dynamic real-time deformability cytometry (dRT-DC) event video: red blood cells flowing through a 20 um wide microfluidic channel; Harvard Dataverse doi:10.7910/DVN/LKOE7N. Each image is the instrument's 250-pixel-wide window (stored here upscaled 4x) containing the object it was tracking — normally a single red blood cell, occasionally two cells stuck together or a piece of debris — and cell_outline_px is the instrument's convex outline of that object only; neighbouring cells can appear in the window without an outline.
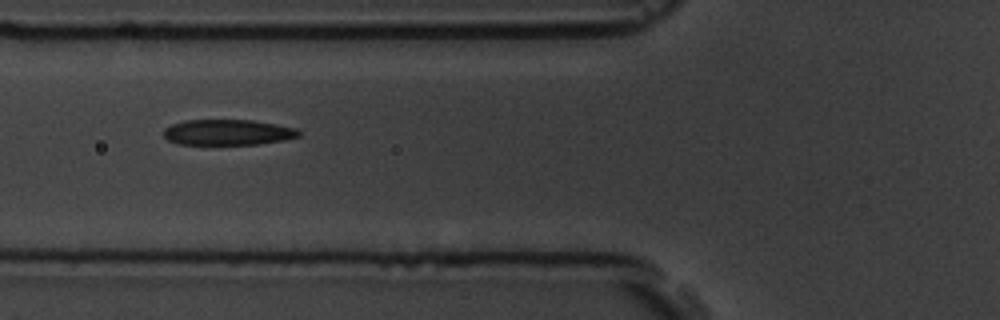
{"species": "common noctule bat (a hibernating species)", "species_latin": "Nyctalus noctula", "temperature_condition": "room temperature", "stored_images_in_passage": 13, "camera_frame_rate_fps": 3000, "um_per_image_px": 0.085, "animal": {"sex": "male", "body_mass_g": 19.5, "forearm_length_mm": 54.6}, "frame": {"image": 1, "passage_image": 6, "time_ms": 5.667, "image_size_px": [1000, 320], "cell_outline_px": [[300, 136], [284, 140], [256, 144], [176, 144], [168, 140], [164, 136], [164, 128], [172, 124], [184, 120], [252, 120], [276, 124], [296, 128], [300, 132]], "centroid_in_image_um": [19.35, 11.24], "position_along_channel_um": 106.5, "area_um2": 20.17}}
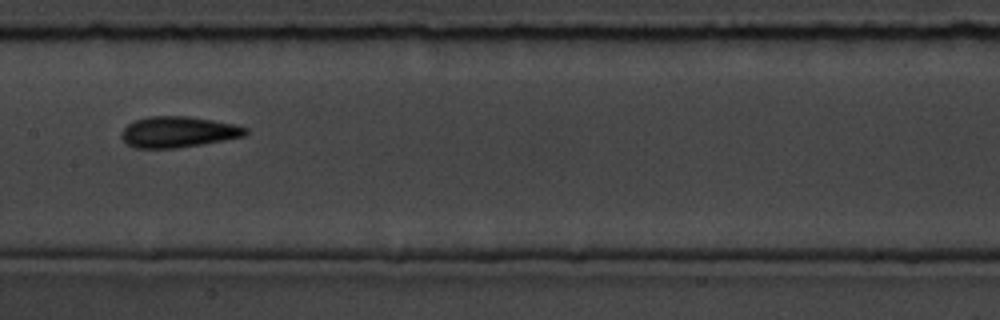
{"frame": {"image": 2, "passage_image": 8, "time_ms": 8.0, "image_size_px": [1000, 320], "cell_outline_px": [[248, 132], [244, 136], [224, 140], [176, 148], [132, 148], [120, 136], [120, 132], [128, 124], [136, 120], [148, 116], [188, 116], [236, 124], [248, 128]], "centroid_in_image_um": [15.13, 11.21], "position_along_channel_um": 192.3, "area_um2": 22.37}}
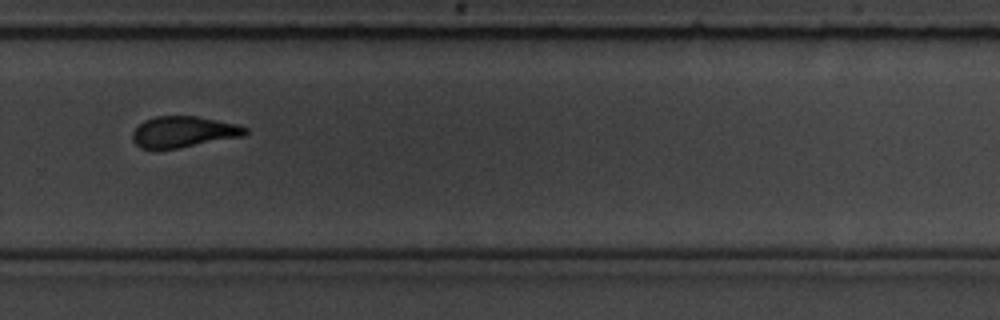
{"frame": {"image": 3, "passage_image": 11, "time_ms": 11.333, "image_size_px": [1000, 320], "cell_outline_px": [[248, 132], [244, 136], [180, 148], [140, 148], [132, 140], [132, 132], [144, 120], [156, 116], [196, 116], [236, 124], [248, 128]], "centroid_in_image_um": [15.61, 11.21], "position_along_channel_um": 314.2, "area_um2": 20.35}, "authors_computed_cell_mechanics": {"area_um2": 20.9236, "velocity_mm_per_s": 3.6585, "shape_relaxation_time_tau1_ms": null, "shape_relaxation_time_tau2_ms": 1.6607, "deformation_change_tau1": null, "deformation_change_tau2": 0.0863}}